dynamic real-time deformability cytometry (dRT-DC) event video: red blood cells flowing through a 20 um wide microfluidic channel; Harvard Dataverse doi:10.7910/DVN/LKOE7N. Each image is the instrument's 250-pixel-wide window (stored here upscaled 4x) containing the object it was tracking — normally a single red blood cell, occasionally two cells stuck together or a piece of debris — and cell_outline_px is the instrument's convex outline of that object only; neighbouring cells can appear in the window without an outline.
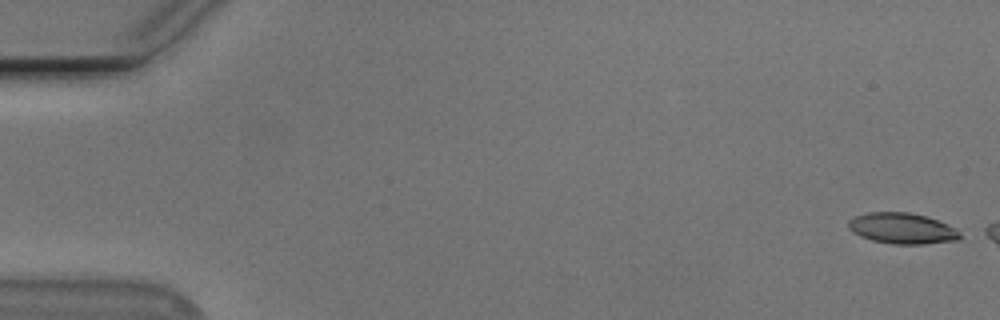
{"species": "Egyptian fruit bat (a non-hibernating species)", "species_latin": "Rousettus aegyptiacus", "temperature_condition": "cold", "stored_images_in_passage": 19, "camera_frame_rate_fps": 3000, "um_per_image_px": 0.085, "animal": {"sex": "male"}, "frame": {"image": 1, "passage_image": 2, "time_ms": 0.333, "image_size_px": [1000, 320], "cell_outline_px": [[960, 240], [924, 244], [892, 244], [872, 240], [860, 236], [852, 232], [848, 228], [848, 220], [856, 216], [868, 212], [908, 212], [924, 216], [936, 220], [960, 232]], "centroid_in_image_um": [76.63, 19.42], "position_along_channel_um": 8.4, "area_um2": 19.88}}